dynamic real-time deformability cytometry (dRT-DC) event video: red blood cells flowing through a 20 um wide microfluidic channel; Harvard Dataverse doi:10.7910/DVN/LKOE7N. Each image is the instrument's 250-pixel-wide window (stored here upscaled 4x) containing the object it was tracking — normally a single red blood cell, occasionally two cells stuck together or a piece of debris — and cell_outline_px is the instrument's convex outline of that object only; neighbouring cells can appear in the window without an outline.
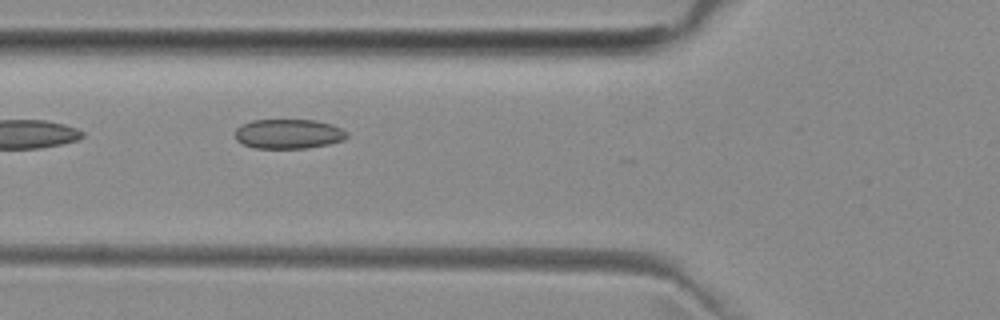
{"species": "common noctule bat (a hibernating species)", "species_latin": "Nyctalus noctula", "temperature_condition": "room temperature", "stored_images_in_passage": 6, "camera_frame_rate_fps": 3000, "um_per_image_px": 0.085, "animal": {"sex": "female", "body_mass_g": 29.2, "forearm_length_mm": 56.3}, "frame": {"image": 1, "passage_image": 3, "time_ms": 2.333, "image_size_px": [1000, 320], "cell_outline_px": [[348, 136], [344, 140], [328, 144], [308, 148], [256, 148], [244, 144], [236, 140], [236, 128], [240, 124], [252, 120], [316, 120], [332, 124], [348, 132]], "centroid_in_image_um": [24.53, 11.37], "position_along_channel_um": 101.3, "area_um2": 19.36}}
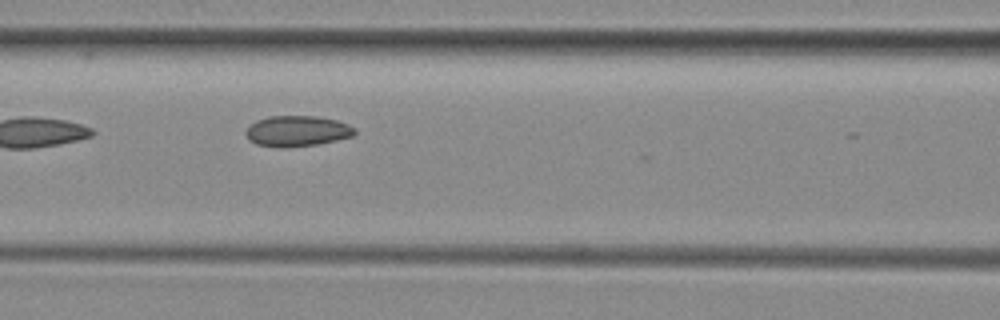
{"frame": {"image": 2, "passage_image": 4, "time_ms": 3.333, "image_size_px": [1000, 320], "cell_outline_px": [[356, 132], [352, 136], [336, 140], [316, 144], [284, 148], [280, 148], [256, 144], [248, 140], [244, 132], [256, 120], [268, 116], [316, 116], [336, 120], [348, 124], [356, 128]], "centroid_in_image_um": [25.24, 11.14], "position_along_channel_um": 141.4, "area_um2": 19.54}}
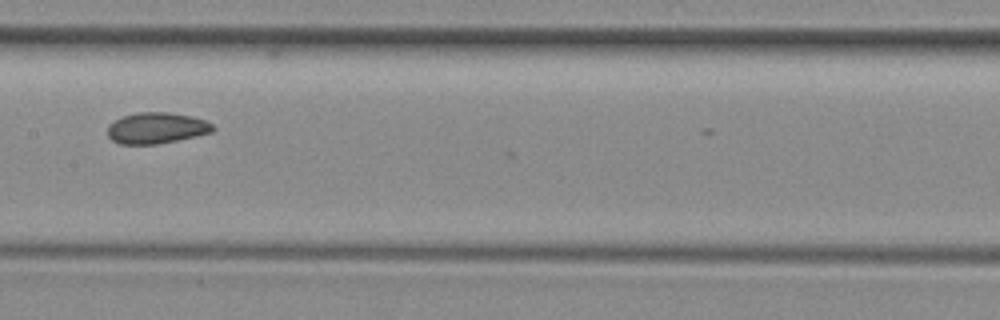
{"frame": {"image": 3, "passage_image": 5, "time_ms": 4.667, "image_size_px": [1000, 320], "cell_outline_px": [[216, 128], [212, 132], [196, 136], [156, 144], [120, 144], [112, 140], [108, 136], [108, 124], [124, 116], [136, 112], [168, 112], [192, 116], [204, 120], [212, 124]], "centroid_in_image_um": [13.3, 10.88], "position_along_channel_um": 194.1, "area_um2": 19.02}}